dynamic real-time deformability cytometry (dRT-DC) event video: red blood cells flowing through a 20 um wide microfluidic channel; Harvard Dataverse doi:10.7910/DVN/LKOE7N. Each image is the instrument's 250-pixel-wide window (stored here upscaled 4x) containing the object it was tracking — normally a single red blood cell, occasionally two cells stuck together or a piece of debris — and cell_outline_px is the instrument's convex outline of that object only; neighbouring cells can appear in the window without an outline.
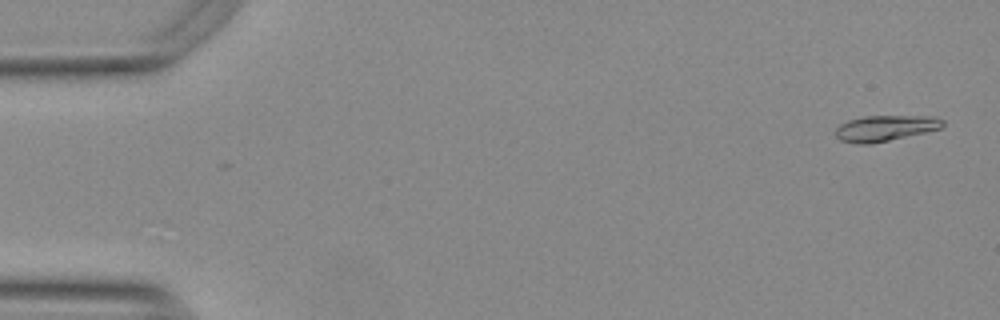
{"species": "Egyptian fruit bat (a non-hibernating species)", "species_latin": "Rousettus aegyptiacus", "temperature_condition": "warm", "stored_images_in_passage": 24, "camera_frame_rate_fps": 3000, "um_per_image_px": 0.085, "animal": {"sex": "female"}, "frame": {"image": 1, "passage_image": 2, "time_ms": 0.333, "image_size_px": [1000, 320], "cell_outline_px": [[944, 124], [940, 128], [924, 132], [872, 144], [856, 144], [840, 140], [836, 136], [836, 128], [840, 124], [848, 120], [864, 116], [936, 116], [944, 120]], "centroid_in_image_um": [75.23, 10.89], "position_along_channel_um": 9.8, "area_um2": 16.07}}
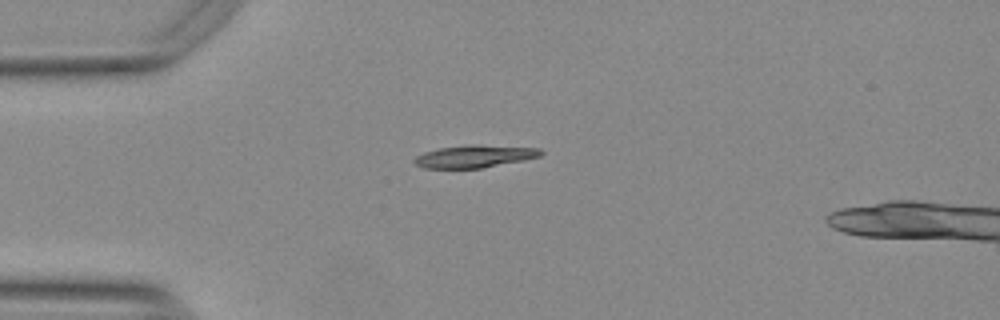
{"frame": {"image": 2, "passage_image": 14, "time_ms": 4.333, "image_size_px": [1000, 320], "cell_outline_px": [[544, 152], [540, 156], [524, 160], [480, 168], [424, 168], [416, 164], [412, 160], [416, 156], [424, 152], [440, 148], [464, 144], [476, 144], [540, 148]], "centroid_in_image_um": [40.34, 13.27], "position_along_channel_um": 44.7, "area_um2": 16.65}}
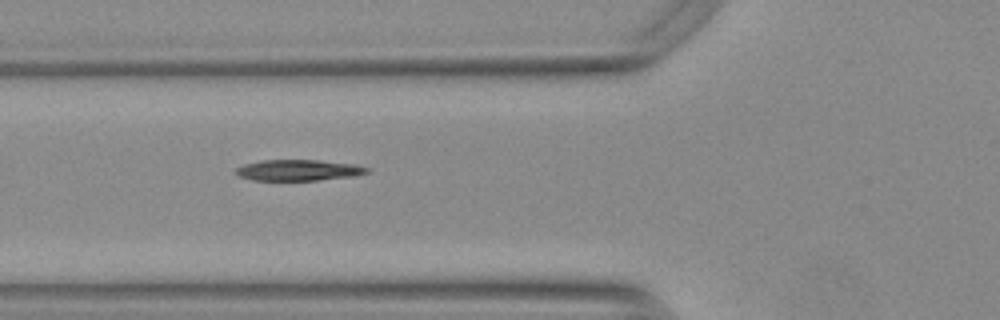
{"frame": {"image": 3, "passage_image": 20, "time_ms": 6.333, "image_size_px": [1000, 320], "cell_outline_px": [[372, 168], [368, 172], [356, 176], [316, 180], [252, 180], [240, 176], [236, 172], [236, 168], [244, 164], [260, 160], [316, 160], [356, 164]], "centroid_in_image_um": [25.42, 14.46], "position_along_channel_um": 100.4, "area_um2": 16.07}}